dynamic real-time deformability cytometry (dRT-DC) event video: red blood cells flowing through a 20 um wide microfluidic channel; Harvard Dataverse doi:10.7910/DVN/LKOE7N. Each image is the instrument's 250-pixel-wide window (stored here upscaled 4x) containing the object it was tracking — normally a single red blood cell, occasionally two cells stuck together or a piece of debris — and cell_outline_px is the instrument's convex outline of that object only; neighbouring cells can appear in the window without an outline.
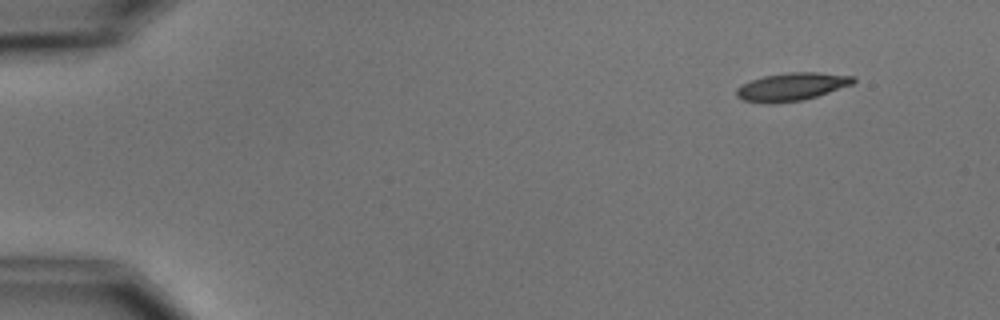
{"species": "common noctule bat (a hibernating species)", "species_latin": "Nyctalus noctula", "temperature_condition": "cold", "stored_images_in_passage": 4, "camera_frame_rate_fps": 3000, "um_per_image_px": 0.085, "animal": {"sex": "male", "body_mass_g": 15.6}, "frame": {"image": 1, "passage_image": 1, "time_ms": 0.0, "image_size_px": [1000, 320], "cell_outline_px": [[856, 80], [852, 84], [804, 100], [768, 104], [744, 100], [736, 96], [736, 88], [752, 80], [764, 76], [788, 72], [816, 72], [856, 76]], "centroid_in_image_um": [67.3, 7.37], "position_along_channel_um": 17.7, "area_um2": 18.9}}
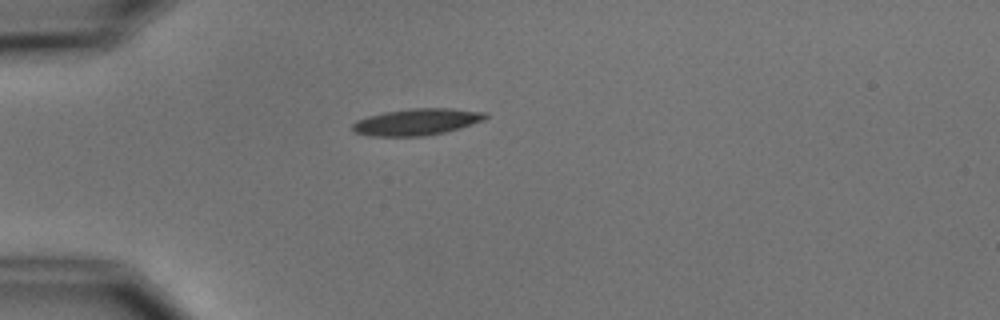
{"frame": {"image": 2, "passage_image": 4, "time_ms": 3.333, "image_size_px": [1000, 320], "cell_outline_px": [[488, 116], [484, 120], [460, 128], [444, 132], [424, 136], [372, 136], [356, 132], [352, 128], [352, 124], [356, 120], [368, 116], [384, 112], [408, 108], [452, 108], [488, 112]], "centroid_in_image_um": [35.46, 10.35], "position_along_channel_um": 49.5, "area_um2": 20.69}}